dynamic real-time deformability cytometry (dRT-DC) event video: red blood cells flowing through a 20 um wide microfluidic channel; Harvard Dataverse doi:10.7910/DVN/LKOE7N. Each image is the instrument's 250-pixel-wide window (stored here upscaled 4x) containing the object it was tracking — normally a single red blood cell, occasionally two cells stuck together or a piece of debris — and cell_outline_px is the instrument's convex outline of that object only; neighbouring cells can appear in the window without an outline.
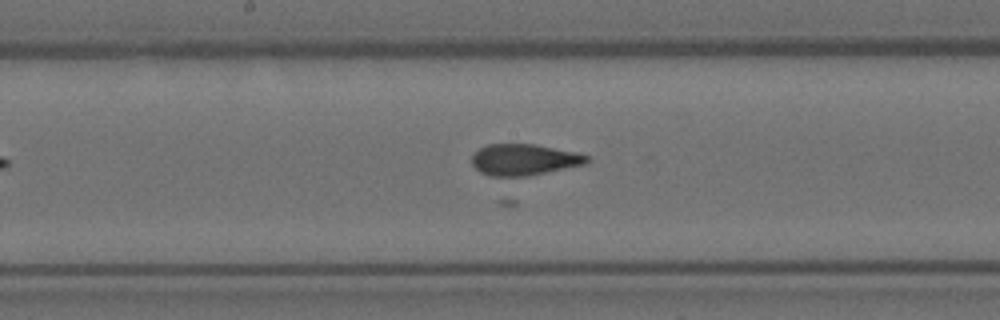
{"species": "Egyptian fruit bat (a non-hibernating species)", "species_latin": "Rousettus aegyptiacus", "temperature_condition": "room temperature", "stored_images_in_passage": 33, "camera_frame_rate_fps": 3000, "um_per_image_px": 0.085, "animal": {"sex": "female"}, "frame": {"image": 1, "passage_image": 21, "time_ms": 6.667, "image_size_px": [1000, 320], "cell_outline_px": [[592, 160], [588, 164], [528, 176], [492, 176], [480, 172], [472, 164], [472, 156], [480, 148], [488, 144], [536, 144], [576, 152], [592, 156]], "centroid_in_image_um": [44.63, 13.57], "position_along_channel_um": 203.6, "area_um2": 21.21}}